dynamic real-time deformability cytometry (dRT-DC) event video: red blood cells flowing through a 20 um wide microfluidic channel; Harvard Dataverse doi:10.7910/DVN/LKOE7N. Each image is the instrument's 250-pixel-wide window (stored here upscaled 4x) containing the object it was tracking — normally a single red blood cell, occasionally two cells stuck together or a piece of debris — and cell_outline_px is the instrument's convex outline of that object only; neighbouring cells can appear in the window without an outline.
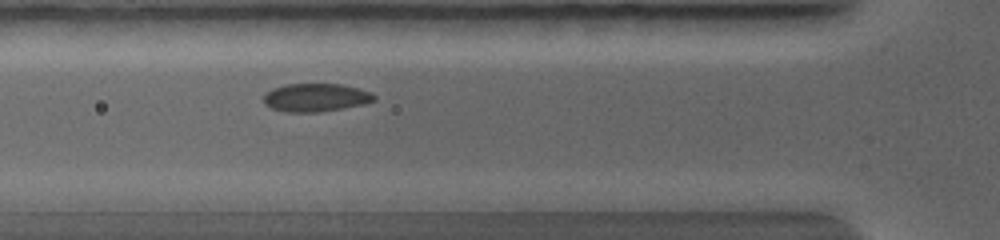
{"species": "common noctule bat (a hibernating species)", "species_latin": "Nyctalus noctula", "temperature_condition": "warm", "stored_images_in_passage": 33, "camera_frame_rate_fps": 5000, "um_per_image_px": 0.085, "animal": {"sex": "female", "body_mass_g": 19.0, "forearm_length_mm": 56.7}, "frame": {"image": 1, "passage_image": 10, "time_ms": 2.4, "image_size_px": [1000, 240], "cell_outline_px": [[376, 100], [364, 104], [316, 112], [288, 112], [272, 108], [264, 104], [264, 96], [272, 88], [284, 84], [340, 84], [372, 92], [376, 96]], "centroid_in_image_um": [26.84, 8.28], "position_along_channel_um": 99.0, "area_um2": 17.98}}
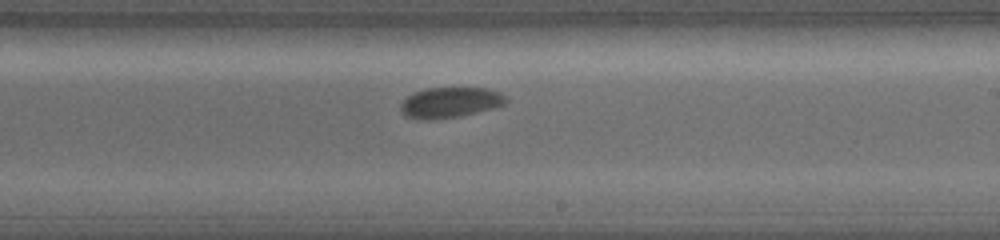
{"frame": {"image": 2, "passage_image": 21, "time_ms": 5.2, "image_size_px": [1000, 240], "cell_outline_px": [[508, 100], [504, 104], [492, 108], [456, 116], [408, 116], [400, 112], [400, 104], [408, 96], [416, 92], [428, 88], [488, 88], [500, 92], [508, 96]], "centroid_in_image_um": [38.35, 8.64], "position_along_channel_um": 250.6, "area_um2": 17.69}}
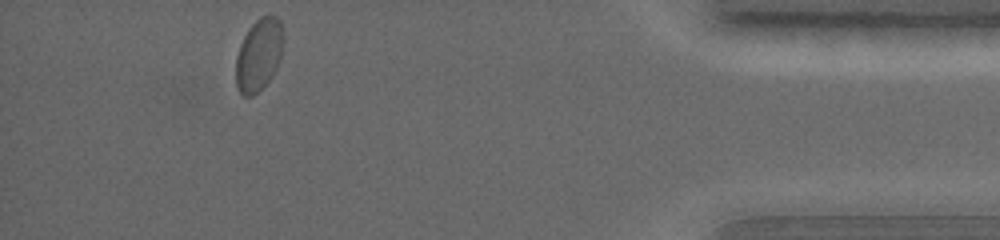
{"frame": {"image": 3, "passage_image": 33, "time_ms": 9.2, "image_size_px": [1000, 240], "cell_outline_px": [[284, 40], [280, 60], [272, 76], [252, 96], [244, 96], [240, 92], [236, 84], [236, 56], [240, 44], [248, 28], [260, 16], [268, 12], [276, 16], [280, 20], [284, 36]], "centroid_in_image_um": [22.02, 4.58], "position_along_channel_um": 413.2, "area_um2": 20.23}}